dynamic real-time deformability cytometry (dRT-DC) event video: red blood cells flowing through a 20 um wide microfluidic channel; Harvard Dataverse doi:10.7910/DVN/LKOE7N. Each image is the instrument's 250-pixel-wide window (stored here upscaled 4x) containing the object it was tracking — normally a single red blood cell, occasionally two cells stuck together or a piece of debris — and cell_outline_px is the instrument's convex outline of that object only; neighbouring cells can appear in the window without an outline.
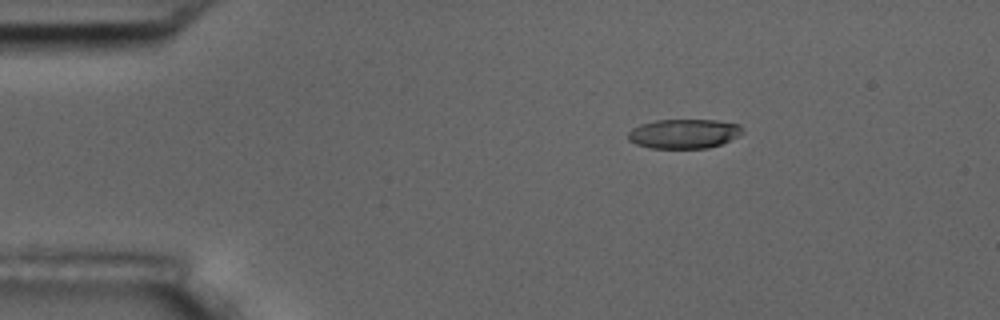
{"species": "common noctule bat (a hibernating species)", "species_latin": "Nyctalus noctula", "temperature_condition": "room temperature", "stored_images_in_passage": 48, "camera_frame_rate_fps": 3000, "um_per_image_px": 0.085, "animal": {"sex": "male", "body_mass_g": 17.5, "forearm_length_mm": 52.3}, "frame": {"image": 1, "passage_image": 1, "time_ms": 0.0, "image_size_px": [1000, 320], "cell_outline_px": [[744, 132], [720, 144], [708, 148], [652, 148], [636, 144], [628, 140], [628, 132], [632, 128], [640, 124], [656, 120], [716, 120], [740, 124]], "centroid_in_image_um": [58.11, 11.36], "position_along_channel_um": 26.9, "area_um2": 19.54}}
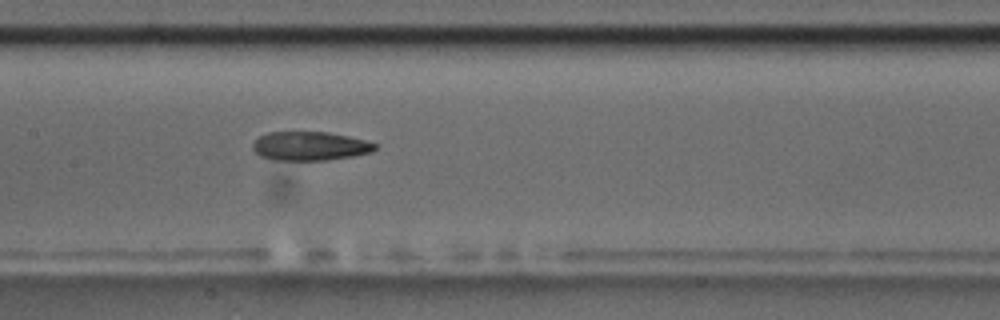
{"frame": {"image": 2, "passage_image": 19, "time_ms": 6.0, "image_size_px": [1000, 320], "cell_outline_px": [[376, 148], [372, 152], [352, 156], [324, 160], [276, 160], [260, 156], [252, 148], [252, 144], [260, 136], [268, 132], [328, 132], [348, 136], [364, 140], [376, 144]], "centroid_in_image_um": [26.33, 12.41], "position_along_channel_um": 181.1, "area_um2": 20.4}}
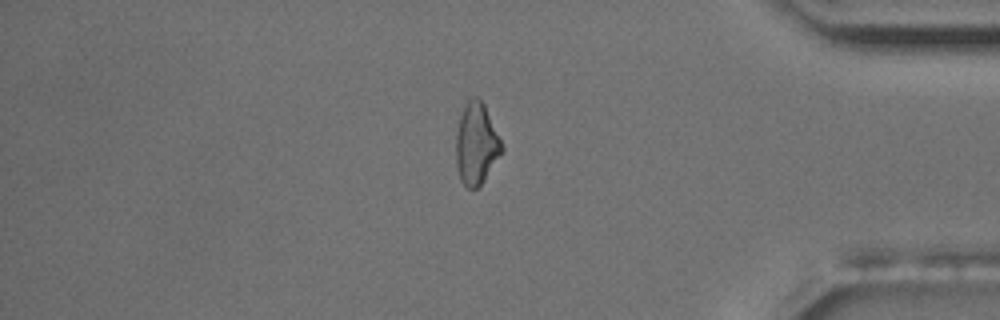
{"frame": {"image": 3, "passage_image": 39, "time_ms": 12.667, "image_size_px": [1000, 320], "cell_outline_px": [[504, 152], [484, 180], [476, 188], [468, 188], [460, 180], [456, 164], [456, 132], [460, 116], [468, 100], [476, 96], [484, 104], [504, 148]], "centroid_in_image_um": [40.49, 12.25], "position_along_channel_um": 394.7, "area_um2": 21.62}, "authors_computed_cell_mechanics": {"area_um2": 21.4727, "velocity_mm_per_s": 3.6221, "shape_relaxation_time_tau1_ms": 8.4125, "shape_relaxation_time_tau2_ms": 4.0753, "deformation_change_tau1": 0.2238, "deformation_change_tau2": 0.1209}}